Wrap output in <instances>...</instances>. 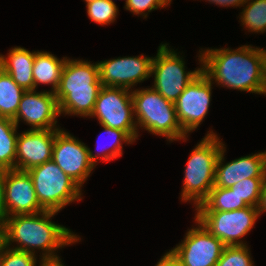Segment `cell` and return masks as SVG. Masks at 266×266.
I'll use <instances>...</instances> for the list:
<instances>
[{
  "label": "cell",
  "instance_id": "36",
  "mask_svg": "<svg viewBox=\"0 0 266 266\" xmlns=\"http://www.w3.org/2000/svg\"><path fill=\"white\" fill-rule=\"evenodd\" d=\"M8 246L3 243L1 246H0V266H3V261H4V258H5V250Z\"/></svg>",
  "mask_w": 266,
  "mask_h": 266
},
{
  "label": "cell",
  "instance_id": "33",
  "mask_svg": "<svg viewBox=\"0 0 266 266\" xmlns=\"http://www.w3.org/2000/svg\"><path fill=\"white\" fill-rule=\"evenodd\" d=\"M257 208L259 210V214L266 211V177L262 184L260 200H259Z\"/></svg>",
  "mask_w": 266,
  "mask_h": 266
},
{
  "label": "cell",
  "instance_id": "5",
  "mask_svg": "<svg viewBox=\"0 0 266 266\" xmlns=\"http://www.w3.org/2000/svg\"><path fill=\"white\" fill-rule=\"evenodd\" d=\"M132 102L136 124L169 141L186 139L177 119L174 103L166 100L153 88L134 90Z\"/></svg>",
  "mask_w": 266,
  "mask_h": 266
},
{
  "label": "cell",
  "instance_id": "27",
  "mask_svg": "<svg viewBox=\"0 0 266 266\" xmlns=\"http://www.w3.org/2000/svg\"><path fill=\"white\" fill-rule=\"evenodd\" d=\"M215 266H254L247 245L225 246Z\"/></svg>",
  "mask_w": 266,
  "mask_h": 266
},
{
  "label": "cell",
  "instance_id": "1",
  "mask_svg": "<svg viewBox=\"0 0 266 266\" xmlns=\"http://www.w3.org/2000/svg\"><path fill=\"white\" fill-rule=\"evenodd\" d=\"M251 45L207 49L200 54L202 71L217 84L231 89L265 94L261 48Z\"/></svg>",
  "mask_w": 266,
  "mask_h": 266
},
{
  "label": "cell",
  "instance_id": "29",
  "mask_svg": "<svg viewBox=\"0 0 266 266\" xmlns=\"http://www.w3.org/2000/svg\"><path fill=\"white\" fill-rule=\"evenodd\" d=\"M166 5L167 4L163 0H127L125 9L136 15L144 14L143 16L147 18V14L144 13L146 10L150 12L160 7H165Z\"/></svg>",
  "mask_w": 266,
  "mask_h": 266
},
{
  "label": "cell",
  "instance_id": "11",
  "mask_svg": "<svg viewBox=\"0 0 266 266\" xmlns=\"http://www.w3.org/2000/svg\"><path fill=\"white\" fill-rule=\"evenodd\" d=\"M212 81L201 71L174 102L177 119L186 134L195 130L208 113Z\"/></svg>",
  "mask_w": 266,
  "mask_h": 266
},
{
  "label": "cell",
  "instance_id": "16",
  "mask_svg": "<svg viewBox=\"0 0 266 266\" xmlns=\"http://www.w3.org/2000/svg\"><path fill=\"white\" fill-rule=\"evenodd\" d=\"M59 129L27 130L18 134L16 170L28 171L52 160L53 145Z\"/></svg>",
  "mask_w": 266,
  "mask_h": 266
},
{
  "label": "cell",
  "instance_id": "37",
  "mask_svg": "<svg viewBox=\"0 0 266 266\" xmlns=\"http://www.w3.org/2000/svg\"><path fill=\"white\" fill-rule=\"evenodd\" d=\"M4 243V229L3 226L0 225V246Z\"/></svg>",
  "mask_w": 266,
  "mask_h": 266
},
{
  "label": "cell",
  "instance_id": "3",
  "mask_svg": "<svg viewBox=\"0 0 266 266\" xmlns=\"http://www.w3.org/2000/svg\"><path fill=\"white\" fill-rule=\"evenodd\" d=\"M98 63L66 58L60 83L55 92L60 114L89 116L102 88Z\"/></svg>",
  "mask_w": 266,
  "mask_h": 266
},
{
  "label": "cell",
  "instance_id": "26",
  "mask_svg": "<svg viewBox=\"0 0 266 266\" xmlns=\"http://www.w3.org/2000/svg\"><path fill=\"white\" fill-rule=\"evenodd\" d=\"M89 18L100 25L114 22L117 16V6L113 0H97L86 4Z\"/></svg>",
  "mask_w": 266,
  "mask_h": 266
},
{
  "label": "cell",
  "instance_id": "39",
  "mask_svg": "<svg viewBox=\"0 0 266 266\" xmlns=\"http://www.w3.org/2000/svg\"><path fill=\"white\" fill-rule=\"evenodd\" d=\"M85 1L86 3H88V2L97 1V0H85Z\"/></svg>",
  "mask_w": 266,
  "mask_h": 266
},
{
  "label": "cell",
  "instance_id": "14",
  "mask_svg": "<svg viewBox=\"0 0 266 266\" xmlns=\"http://www.w3.org/2000/svg\"><path fill=\"white\" fill-rule=\"evenodd\" d=\"M60 115L59 103L51 91L27 90L19 103L16 116L12 119L18 126L20 119L26 121L32 130L59 129L55 126Z\"/></svg>",
  "mask_w": 266,
  "mask_h": 266
},
{
  "label": "cell",
  "instance_id": "22",
  "mask_svg": "<svg viewBox=\"0 0 266 266\" xmlns=\"http://www.w3.org/2000/svg\"><path fill=\"white\" fill-rule=\"evenodd\" d=\"M25 89L18 86L12 77L0 68V117L13 119Z\"/></svg>",
  "mask_w": 266,
  "mask_h": 266
},
{
  "label": "cell",
  "instance_id": "38",
  "mask_svg": "<svg viewBox=\"0 0 266 266\" xmlns=\"http://www.w3.org/2000/svg\"><path fill=\"white\" fill-rule=\"evenodd\" d=\"M167 5L171 2V0H163Z\"/></svg>",
  "mask_w": 266,
  "mask_h": 266
},
{
  "label": "cell",
  "instance_id": "30",
  "mask_svg": "<svg viewBox=\"0 0 266 266\" xmlns=\"http://www.w3.org/2000/svg\"><path fill=\"white\" fill-rule=\"evenodd\" d=\"M7 218L4 201V170H0V225L3 226Z\"/></svg>",
  "mask_w": 266,
  "mask_h": 266
},
{
  "label": "cell",
  "instance_id": "24",
  "mask_svg": "<svg viewBox=\"0 0 266 266\" xmlns=\"http://www.w3.org/2000/svg\"><path fill=\"white\" fill-rule=\"evenodd\" d=\"M241 14L242 25L249 31L261 33L266 31V0H251Z\"/></svg>",
  "mask_w": 266,
  "mask_h": 266
},
{
  "label": "cell",
  "instance_id": "19",
  "mask_svg": "<svg viewBox=\"0 0 266 266\" xmlns=\"http://www.w3.org/2000/svg\"><path fill=\"white\" fill-rule=\"evenodd\" d=\"M66 58L58 59L49 52H35L33 63L34 90L38 84L52 85V93H55L62 74Z\"/></svg>",
  "mask_w": 266,
  "mask_h": 266
},
{
  "label": "cell",
  "instance_id": "28",
  "mask_svg": "<svg viewBox=\"0 0 266 266\" xmlns=\"http://www.w3.org/2000/svg\"><path fill=\"white\" fill-rule=\"evenodd\" d=\"M3 266H36L35 254L7 247Z\"/></svg>",
  "mask_w": 266,
  "mask_h": 266
},
{
  "label": "cell",
  "instance_id": "25",
  "mask_svg": "<svg viewBox=\"0 0 266 266\" xmlns=\"http://www.w3.org/2000/svg\"><path fill=\"white\" fill-rule=\"evenodd\" d=\"M264 179L265 178L243 179L230 187V189L236 193L240 201H244L248 206L257 207Z\"/></svg>",
  "mask_w": 266,
  "mask_h": 266
},
{
  "label": "cell",
  "instance_id": "8",
  "mask_svg": "<svg viewBox=\"0 0 266 266\" xmlns=\"http://www.w3.org/2000/svg\"><path fill=\"white\" fill-rule=\"evenodd\" d=\"M101 126L125 131L133 140L138 138L134 121L132 92L125 88L102 87L96 99L93 113Z\"/></svg>",
  "mask_w": 266,
  "mask_h": 266
},
{
  "label": "cell",
  "instance_id": "4",
  "mask_svg": "<svg viewBox=\"0 0 266 266\" xmlns=\"http://www.w3.org/2000/svg\"><path fill=\"white\" fill-rule=\"evenodd\" d=\"M224 144L212 131L193 149L185 168L182 201L199 206L214 187L215 165Z\"/></svg>",
  "mask_w": 266,
  "mask_h": 266
},
{
  "label": "cell",
  "instance_id": "35",
  "mask_svg": "<svg viewBox=\"0 0 266 266\" xmlns=\"http://www.w3.org/2000/svg\"><path fill=\"white\" fill-rule=\"evenodd\" d=\"M261 53H262L263 81H264L265 95H266V50L261 49Z\"/></svg>",
  "mask_w": 266,
  "mask_h": 266
},
{
  "label": "cell",
  "instance_id": "7",
  "mask_svg": "<svg viewBox=\"0 0 266 266\" xmlns=\"http://www.w3.org/2000/svg\"><path fill=\"white\" fill-rule=\"evenodd\" d=\"M184 61L175 51L161 44L156 57L152 61L151 75L154 74V87L166 100L175 102L187 85L202 71V67L194 71H185Z\"/></svg>",
  "mask_w": 266,
  "mask_h": 266
},
{
  "label": "cell",
  "instance_id": "9",
  "mask_svg": "<svg viewBox=\"0 0 266 266\" xmlns=\"http://www.w3.org/2000/svg\"><path fill=\"white\" fill-rule=\"evenodd\" d=\"M257 207L247 206L233 211L197 212L195 219L226 246L246 245L245 236L259 217Z\"/></svg>",
  "mask_w": 266,
  "mask_h": 266
},
{
  "label": "cell",
  "instance_id": "17",
  "mask_svg": "<svg viewBox=\"0 0 266 266\" xmlns=\"http://www.w3.org/2000/svg\"><path fill=\"white\" fill-rule=\"evenodd\" d=\"M224 152L223 146L215 165L214 186L230 188L243 179L266 177L265 152L240 157L223 165Z\"/></svg>",
  "mask_w": 266,
  "mask_h": 266
},
{
  "label": "cell",
  "instance_id": "15",
  "mask_svg": "<svg viewBox=\"0 0 266 266\" xmlns=\"http://www.w3.org/2000/svg\"><path fill=\"white\" fill-rule=\"evenodd\" d=\"M4 201L7 217L44 211L37 200L33 181L27 171L4 170Z\"/></svg>",
  "mask_w": 266,
  "mask_h": 266
},
{
  "label": "cell",
  "instance_id": "23",
  "mask_svg": "<svg viewBox=\"0 0 266 266\" xmlns=\"http://www.w3.org/2000/svg\"><path fill=\"white\" fill-rule=\"evenodd\" d=\"M102 127L104 129L105 134H107V136L109 135V136L113 137V141L110 140L111 146L109 145L110 147H107L108 149H106V147L103 148L102 152L98 153L97 156H96V154H93V152L90 150V148H88L89 158L94 164H96L97 159L99 157H101L100 159H102L104 161H108V162L111 161L112 159L120 157L122 155V149H123L121 141H123L125 143L128 142V144H130L134 141L125 131L109 128L106 126H102ZM98 145L101 147L100 144H98ZM99 146H98V148H99Z\"/></svg>",
  "mask_w": 266,
  "mask_h": 266
},
{
  "label": "cell",
  "instance_id": "20",
  "mask_svg": "<svg viewBox=\"0 0 266 266\" xmlns=\"http://www.w3.org/2000/svg\"><path fill=\"white\" fill-rule=\"evenodd\" d=\"M17 125L6 117H0V170L16 169Z\"/></svg>",
  "mask_w": 266,
  "mask_h": 266
},
{
  "label": "cell",
  "instance_id": "32",
  "mask_svg": "<svg viewBox=\"0 0 266 266\" xmlns=\"http://www.w3.org/2000/svg\"><path fill=\"white\" fill-rule=\"evenodd\" d=\"M212 3H215L216 5H221V6H240L244 5L245 3L248 4V0H208Z\"/></svg>",
  "mask_w": 266,
  "mask_h": 266
},
{
  "label": "cell",
  "instance_id": "18",
  "mask_svg": "<svg viewBox=\"0 0 266 266\" xmlns=\"http://www.w3.org/2000/svg\"><path fill=\"white\" fill-rule=\"evenodd\" d=\"M0 54V68L7 72L13 81L27 90H34L33 63L35 51L30 52L22 47H14L8 57Z\"/></svg>",
  "mask_w": 266,
  "mask_h": 266
},
{
  "label": "cell",
  "instance_id": "31",
  "mask_svg": "<svg viewBox=\"0 0 266 266\" xmlns=\"http://www.w3.org/2000/svg\"><path fill=\"white\" fill-rule=\"evenodd\" d=\"M155 266H180V264L177 258L169 251Z\"/></svg>",
  "mask_w": 266,
  "mask_h": 266
},
{
  "label": "cell",
  "instance_id": "34",
  "mask_svg": "<svg viewBox=\"0 0 266 266\" xmlns=\"http://www.w3.org/2000/svg\"><path fill=\"white\" fill-rule=\"evenodd\" d=\"M60 260L61 259H59V257L41 259V262H40L41 265H39V266H64Z\"/></svg>",
  "mask_w": 266,
  "mask_h": 266
},
{
  "label": "cell",
  "instance_id": "10",
  "mask_svg": "<svg viewBox=\"0 0 266 266\" xmlns=\"http://www.w3.org/2000/svg\"><path fill=\"white\" fill-rule=\"evenodd\" d=\"M195 221L198 226L190 229L184 241L170 252L180 266H215L226 245Z\"/></svg>",
  "mask_w": 266,
  "mask_h": 266
},
{
  "label": "cell",
  "instance_id": "6",
  "mask_svg": "<svg viewBox=\"0 0 266 266\" xmlns=\"http://www.w3.org/2000/svg\"><path fill=\"white\" fill-rule=\"evenodd\" d=\"M33 181L37 200L46 211L58 212L82 199L80 186L50 160L27 171Z\"/></svg>",
  "mask_w": 266,
  "mask_h": 266
},
{
  "label": "cell",
  "instance_id": "21",
  "mask_svg": "<svg viewBox=\"0 0 266 266\" xmlns=\"http://www.w3.org/2000/svg\"><path fill=\"white\" fill-rule=\"evenodd\" d=\"M247 206L244 201H240V198L230 188L214 186L208 197L195 208L197 212H229Z\"/></svg>",
  "mask_w": 266,
  "mask_h": 266
},
{
  "label": "cell",
  "instance_id": "12",
  "mask_svg": "<svg viewBox=\"0 0 266 266\" xmlns=\"http://www.w3.org/2000/svg\"><path fill=\"white\" fill-rule=\"evenodd\" d=\"M52 161L80 187L95 167L88 147L62 129L56 132Z\"/></svg>",
  "mask_w": 266,
  "mask_h": 266
},
{
  "label": "cell",
  "instance_id": "13",
  "mask_svg": "<svg viewBox=\"0 0 266 266\" xmlns=\"http://www.w3.org/2000/svg\"><path fill=\"white\" fill-rule=\"evenodd\" d=\"M153 57L133 56L98 63L99 79L104 87L130 90L136 83L151 76Z\"/></svg>",
  "mask_w": 266,
  "mask_h": 266
},
{
  "label": "cell",
  "instance_id": "2",
  "mask_svg": "<svg viewBox=\"0 0 266 266\" xmlns=\"http://www.w3.org/2000/svg\"><path fill=\"white\" fill-rule=\"evenodd\" d=\"M56 213L44 210L7 217L3 225L4 243L9 247L11 242H18L20 246L11 249L32 254H35V248L41 249L45 252L42 259L59 257L54 251L77 242L79 237L68 228L49 221Z\"/></svg>",
  "mask_w": 266,
  "mask_h": 266
}]
</instances>
